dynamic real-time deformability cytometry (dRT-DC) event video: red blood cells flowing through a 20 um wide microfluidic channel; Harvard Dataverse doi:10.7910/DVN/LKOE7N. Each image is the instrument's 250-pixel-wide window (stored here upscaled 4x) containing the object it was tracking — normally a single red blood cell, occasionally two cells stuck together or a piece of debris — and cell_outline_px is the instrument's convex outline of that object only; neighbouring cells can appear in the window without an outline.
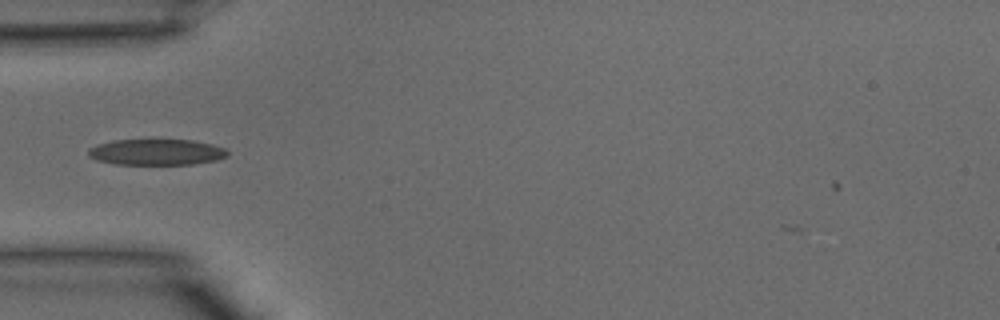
{"species": "common noctule bat (a hibernating species)", "species_latin": "Nyctalus noctula", "temperature_condition": "warm", "stored_images_in_passage": 17, "camera_frame_rate_fps": 3000, "um_per_image_px": 0.085, "animal": {"sex": "male", "body_mass_g": 15.6}, "frame": {"image": 1, "passage_image": 1, "time_ms": 0.0, "image_size_px": [1000, 320], "cell_outline_px": [[228, 156], [216, 160], [192, 164], [112, 164], [96, 160], [88, 156], [88, 148], [96, 144], [112, 140], [192, 140], [212, 144], [224, 148], [228, 152]], "centroid_in_image_um": [13.25, 12.93], "position_along_channel_um": 71.7, "area_um2": 21.15}}
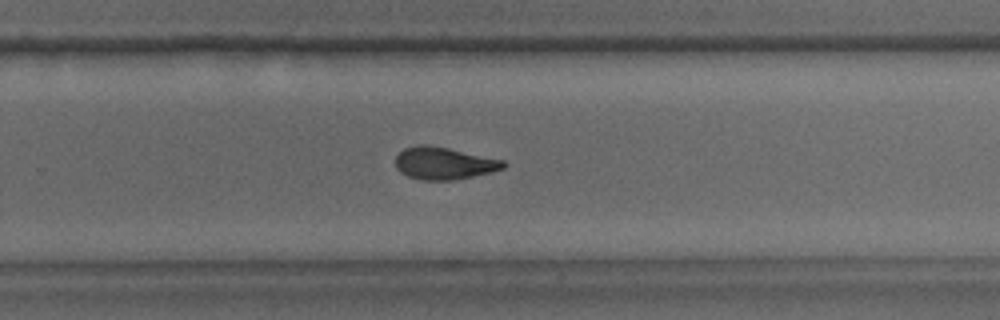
{"frame": {"image": 2, "passage_image": 14, "time_ms": 4.333, "image_size_px": [1000, 320], "cell_outline_px": [[508, 164], [504, 168], [492, 172], [452, 180], [420, 180], [408, 176], [400, 172], [396, 168], [396, 156], [404, 148], [416, 144], [428, 144], [448, 148], [504, 160]], "centroid_in_image_um": [37.73, 13.87], "position_along_channel_um": 292.1, "area_um2": 20.4}}